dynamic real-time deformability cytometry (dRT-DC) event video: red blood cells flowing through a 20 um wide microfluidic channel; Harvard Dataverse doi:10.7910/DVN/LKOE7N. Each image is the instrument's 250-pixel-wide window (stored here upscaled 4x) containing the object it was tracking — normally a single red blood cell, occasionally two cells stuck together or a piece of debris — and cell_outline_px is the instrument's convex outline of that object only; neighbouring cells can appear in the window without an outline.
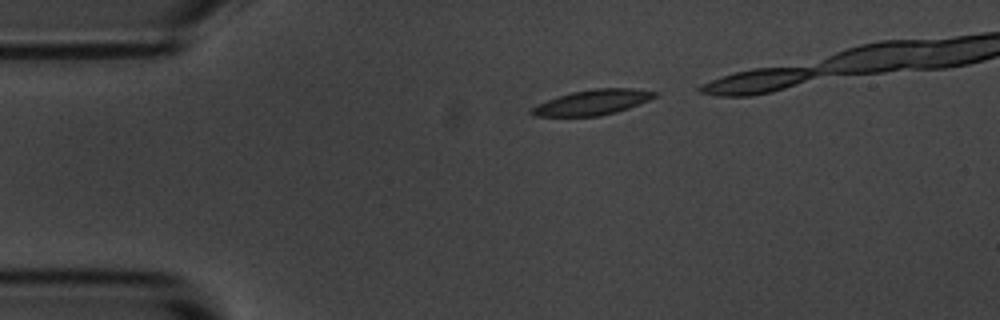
{"species": "common noctule bat (a hibernating species)", "species_latin": "Nyctalus noctula", "temperature_condition": "room temperature", "stored_images_in_passage": 3, "camera_frame_rate_fps": 3000, "um_per_image_px": 0.085, "animal": {"sex": "male", "body_mass_g": 20.1, "forearm_length_mm": 53.5}, "frame": {"image": 1, "passage_image": 1, "time_ms": 0.0, "image_size_px": [1000, 320], "cell_outline_px": [[660, 92], [656, 96], [648, 100], [628, 108], [616, 112], [600, 116], [532, 116], [528, 112], [536, 104], [572, 92], [596, 88], [632, 88]], "centroid_in_image_um": [50.36, 8.7], "position_along_channel_um": 34.6, "area_um2": 17.98}}